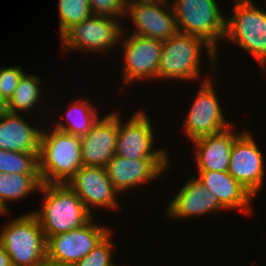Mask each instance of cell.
<instances>
[{
    "instance_id": "obj_27",
    "label": "cell",
    "mask_w": 266,
    "mask_h": 266,
    "mask_svg": "<svg viewBox=\"0 0 266 266\" xmlns=\"http://www.w3.org/2000/svg\"><path fill=\"white\" fill-rule=\"evenodd\" d=\"M128 0H89L92 15L112 17L118 21L126 15Z\"/></svg>"
},
{
    "instance_id": "obj_10",
    "label": "cell",
    "mask_w": 266,
    "mask_h": 266,
    "mask_svg": "<svg viewBox=\"0 0 266 266\" xmlns=\"http://www.w3.org/2000/svg\"><path fill=\"white\" fill-rule=\"evenodd\" d=\"M119 113L118 111V136L115 155L133 160L170 159L166 149H153L155 143L154 129L144 109L135 111L124 123Z\"/></svg>"
},
{
    "instance_id": "obj_17",
    "label": "cell",
    "mask_w": 266,
    "mask_h": 266,
    "mask_svg": "<svg viewBox=\"0 0 266 266\" xmlns=\"http://www.w3.org/2000/svg\"><path fill=\"white\" fill-rule=\"evenodd\" d=\"M219 210L225 211L226 209L194 175L179 188L165 212L172 219L183 220L194 216H205Z\"/></svg>"
},
{
    "instance_id": "obj_23",
    "label": "cell",
    "mask_w": 266,
    "mask_h": 266,
    "mask_svg": "<svg viewBox=\"0 0 266 266\" xmlns=\"http://www.w3.org/2000/svg\"><path fill=\"white\" fill-rule=\"evenodd\" d=\"M41 79L37 75L26 74L21 76L15 92L8 101V111L12 113L28 112L35 109L42 96ZM23 111V112H22Z\"/></svg>"
},
{
    "instance_id": "obj_8",
    "label": "cell",
    "mask_w": 266,
    "mask_h": 266,
    "mask_svg": "<svg viewBox=\"0 0 266 266\" xmlns=\"http://www.w3.org/2000/svg\"><path fill=\"white\" fill-rule=\"evenodd\" d=\"M215 75L200 83L194 102L186 113L182 130L192 142L212 134H217L233 125L224 118L214 84ZM213 80V81H211Z\"/></svg>"
},
{
    "instance_id": "obj_32",
    "label": "cell",
    "mask_w": 266,
    "mask_h": 266,
    "mask_svg": "<svg viewBox=\"0 0 266 266\" xmlns=\"http://www.w3.org/2000/svg\"><path fill=\"white\" fill-rule=\"evenodd\" d=\"M42 266H58V265H54V264H51V263H48V262H46L44 265H42Z\"/></svg>"
},
{
    "instance_id": "obj_7",
    "label": "cell",
    "mask_w": 266,
    "mask_h": 266,
    "mask_svg": "<svg viewBox=\"0 0 266 266\" xmlns=\"http://www.w3.org/2000/svg\"><path fill=\"white\" fill-rule=\"evenodd\" d=\"M121 21L112 17L91 15L78 25H74L60 39L63 52L90 51L94 54L109 52L119 45L124 29ZM66 50V51H65ZM71 51V52H70Z\"/></svg>"
},
{
    "instance_id": "obj_21",
    "label": "cell",
    "mask_w": 266,
    "mask_h": 266,
    "mask_svg": "<svg viewBox=\"0 0 266 266\" xmlns=\"http://www.w3.org/2000/svg\"><path fill=\"white\" fill-rule=\"evenodd\" d=\"M39 174H5L0 172V215L9 212L6 202L26 198L40 190Z\"/></svg>"
},
{
    "instance_id": "obj_19",
    "label": "cell",
    "mask_w": 266,
    "mask_h": 266,
    "mask_svg": "<svg viewBox=\"0 0 266 266\" xmlns=\"http://www.w3.org/2000/svg\"><path fill=\"white\" fill-rule=\"evenodd\" d=\"M197 174L195 177L217 197L227 211L240 209L250 214L254 197L228 171H198Z\"/></svg>"
},
{
    "instance_id": "obj_1",
    "label": "cell",
    "mask_w": 266,
    "mask_h": 266,
    "mask_svg": "<svg viewBox=\"0 0 266 266\" xmlns=\"http://www.w3.org/2000/svg\"><path fill=\"white\" fill-rule=\"evenodd\" d=\"M43 203L31 211L38 219L46 239L82 227L94 217L67 184L42 183Z\"/></svg>"
},
{
    "instance_id": "obj_14",
    "label": "cell",
    "mask_w": 266,
    "mask_h": 266,
    "mask_svg": "<svg viewBox=\"0 0 266 266\" xmlns=\"http://www.w3.org/2000/svg\"><path fill=\"white\" fill-rule=\"evenodd\" d=\"M126 15L135 24L134 35L168 40L178 32L175 14L171 5L142 1H127Z\"/></svg>"
},
{
    "instance_id": "obj_4",
    "label": "cell",
    "mask_w": 266,
    "mask_h": 266,
    "mask_svg": "<svg viewBox=\"0 0 266 266\" xmlns=\"http://www.w3.org/2000/svg\"><path fill=\"white\" fill-rule=\"evenodd\" d=\"M0 231V244L13 266H42L47 262V239L32 212L10 219Z\"/></svg>"
},
{
    "instance_id": "obj_20",
    "label": "cell",
    "mask_w": 266,
    "mask_h": 266,
    "mask_svg": "<svg viewBox=\"0 0 266 266\" xmlns=\"http://www.w3.org/2000/svg\"><path fill=\"white\" fill-rule=\"evenodd\" d=\"M43 130L32 126L19 113L0 114V149L39 154Z\"/></svg>"
},
{
    "instance_id": "obj_22",
    "label": "cell",
    "mask_w": 266,
    "mask_h": 266,
    "mask_svg": "<svg viewBox=\"0 0 266 266\" xmlns=\"http://www.w3.org/2000/svg\"><path fill=\"white\" fill-rule=\"evenodd\" d=\"M87 100L88 99L85 100L82 98L73 101L65 114L67 124H64L63 121L54 124L53 127L79 137L86 135L100 117L98 114V108L96 110L94 107L95 105Z\"/></svg>"
},
{
    "instance_id": "obj_12",
    "label": "cell",
    "mask_w": 266,
    "mask_h": 266,
    "mask_svg": "<svg viewBox=\"0 0 266 266\" xmlns=\"http://www.w3.org/2000/svg\"><path fill=\"white\" fill-rule=\"evenodd\" d=\"M264 167L263 153L251 132L242 130L231 149L228 173L255 197L264 184Z\"/></svg>"
},
{
    "instance_id": "obj_15",
    "label": "cell",
    "mask_w": 266,
    "mask_h": 266,
    "mask_svg": "<svg viewBox=\"0 0 266 266\" xmlns=\"http://www.w3.org/2000/svg\"><path fill=\"white\" fill-rule=\"evenodd\" d=\"M170 159H128L117 155L107 163V175L119 193L147 184L168 169ZM143 183V184H142ZM128 190V191H127Z\"/></svg>"
},
{
    "instance_id": "obj_30",
    "label": "cell",
    "mask_w": 266,
    "mask_h": 266,
    "mask_svg": "<svg viewBox=\"0 0 266 266\" xmlns=\"http://www.w3.org/2000/svg\"><path fill=\"white\" fill-rule=\"evenodd\" d=\"M8 111V102L0 93V114Z\"/></svg>"
},
{
    "instance_id": "obj_6",
    "label": "cell",
    "mask_w": 266,
    "mask_h": 266,
    "mask_svg": "<svg viewBox=\"0 0 266 266\" xmlns=\"http://www.w3.org/2000/svg\"><path fill=\"white\" fill-rule=\"evenodd\" d=\"M171 7L178 32L202 38L218 53V43L226 33V16L216 0H175Z\"/></svg>"
},
{
    "instance_id": "obj_16",
    "label": "cell",
    "mask_w": 266,
    "mask_h": 266,
    "mask_svg": "<svg viewBox=\"0 0 266 266\" xmlns=\"http://www.w3.org/2000/svg\"><path fill=\"white\" fill-rule=\"evenodd\" d=\"M118 136V112L99 117L81 138L83 165L106 167L114 157Z\"/></svg>"
},
{
    "instance_id": "obj_24",
    "label": "cell",
    "mask_w": 266,
    "mask_h": 266,
    "mask_svg": "<svg viewBox=\"0 0 266 266\" xmlns=\"http://www.w3.org/2000/svg\"><path fill=\"white\" fill-rule=\"evenodd\" d=\"M38 155L0 149V172L5 174H39Z\"/></svg>"
},
{
    "instance_id": "obj_26",
    "label": "cell",
    "mask_w": 266,
    "mask_h": 266,
    "mask_svg": "<svg viewBox=\"0 0 266 266\" xmlns=\"http://www.w3.org/2000/svg\"><path fill=\"white\" fill-rule=\"evenodd\" d=\"M112 233L110 231L90 253L73 266H117L112 260V254L116 251V244H114L111 238Z\"/></svg>"
},
{
    "instance_id": "obj_28",
    "label": "cell",
    "mask_w": 266,
    "mask_h": 266,
    "mask_svg": "<svg viewBox=\"0 0 266 266\" xmlns=\"http://www.w3.org/2000/svg\"><path fill=\"white\" fill-rule=\"evenodd\" d=\"M24 73L20 65L0 67V93L7 102L15 92L19 80Z\"/></svg>"
},
{
    "instance_id": "obj_9",
    "label": "cell",
    "mask_w": 266,
    "mask_h": 266,
    "mask_svg": "<svg viewBox=\"0 0 266 266\" xmlns=\"http://www.w3.org/2000/svg\"><path fill=\"white\" fill-rule=\"evenodd\" d=\"M107 226L90 222L82 227L47 238L46 260L58 266H73L112 231Z\"/></svg>"
},
{
    "instance_id": "obj_18",
    "label": "cell",
    "mask_w": 266,
    "mask_h": 266,
    "mask_svg": "<svg viewBox=\"0 0 266 266\" xmlns=\"http://www.w3.org/2000/svg\"><path fill=\"white\" fill-rule=\"evenodd\" d=\"M235 124L217 134L208 135L192 142L195 149L197 171H228L231 149L235 138Z\"/></svg>"
},
{
    "instance_id": "obj_3",
    "label": "cell",
    "mask_w": 266,
    "mask_h": 266,
    "mask_svg": "<svg viewBox=\"0 0 266 266\" xmlns=\"http://www.w3.org/2000/svg\"><path fill=\"white\" fill-rule=\"evenodd\" d=\"M81 138L51 128L44 131L38 155V170L42 183L67 184L83 166Z\"/></svg>"
},
{
    "instance_id": "obj_11",
    "label": "cell",
    "mask_w": 266,
    "mask_h": 266,
    "mask_svg": "<svg viewBox=\"0 0 266 266\" xmlns=\"http://www.w3.org/2000/svg\"><path fill=\"white\" fill-rule=\"evenodd\" d=\"M124 33H126L125 30L119 41L123 43L124 49L123 85L126 87L135 81L156 79L163 42L134 34L127 35L125 38Z\"/></svg>"
},
{
    "instance_id": "obj_2",
    "label": "cell",
    "mask_w": 266,
    "mask_h": 266,
    "mask_svg": "<svg viewBox=\"0 0 266 266\" xmlns=\"http://www.w3.org/2000/svg\"><path fill=\"white\" fill-rule=\"evenodd\" d=\"M205 47L208 62L215 75L218 54L202 38L177 32L168 40L163 41L157 79L197 80L201 77V53ZM213 73V74H212Z\"/></svg>"
},
{
    "instance_id": "obj_25",
    "label": "cell",
    "mask_w": 266,
    "mask_h": 266,
    "mask_svg": "<svg viewBox=\"0 0 266 266\" xmlns=\"http://www.w3.org/2000/svg\"><path fill=\"white\" fill-rule=\"evenodd\" d=\"M58 2L61 37L74 25H78L92 15L89 0H59Z\"/></svg>"
},
{
    "instance_id": "obj_5",
    "label": "cell",
    "mask_w": 266,
    "mask_h": 266,
    "mask_svg": "<svg viewBox=\"0 0 266 266\" xmlns=\"http://www.w3.org/2000/svg\"><path fill=\"white\" fill-rule=\"evenodd\" d=\"M233 5L224 40L250 53L266 73V10L252 0H235Z\"/></svg>"
},
{
    "instance_id": "obj_13",
    "label": "cell",
    "mask_w": 266,
    "mask_h": 266,
    "mask_svg": "<svg viewBox=\"0 0 266 266\" xmlns=\"http://www.w3.org/2000/svg\"><path fill=\"white\" fill-rule=\"evenodd\" d=\"M67 185L92 215L94 207L112 210L119 208L117 195L120 193L111 183L104 167L83 165Z\"/></svg>"
},
{
    "instance_id": "obj_31",
    "label": "cell",
    "mask_w": 266,
    "mask_h": 266,
    "mask_svg": "<svg viewBox=\"0 0 266 266\" xmlns=\"http://www.w3.org/2000/svg\"><path fill=\"white\" fill-rule=\"evenodd\" d=\"M128 1H142V2H149V3L167 4V5L172 4V2H169V0H128Z\"/></svg>"
},
{
    "instance_id": "obj_29",
    "label": "cell",
    "mask_w": 266,
    "mask_h": 266,
    "mask_svg": "<svg viewBox=\"0 0 266 266\" xmlns=\"http://www.w3.org/2000/svg\"><path fill=\"white\" fill-rule=\"evenodd\" d=\"M0 266H13L10 256L6 253L0 244Z\"/></svg>"
}]
</instances>
